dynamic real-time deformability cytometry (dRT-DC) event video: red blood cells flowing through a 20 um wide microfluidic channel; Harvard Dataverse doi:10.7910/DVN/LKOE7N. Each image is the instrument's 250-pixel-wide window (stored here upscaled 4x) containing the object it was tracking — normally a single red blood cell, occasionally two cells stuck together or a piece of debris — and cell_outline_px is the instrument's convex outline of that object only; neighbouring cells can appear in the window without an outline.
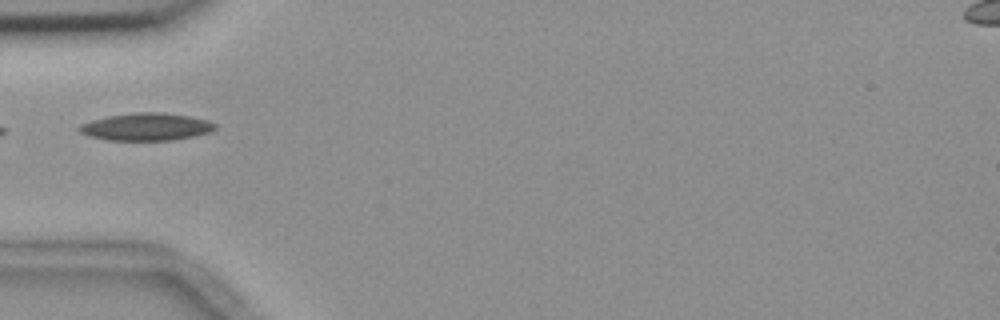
{"species": "common noctule bat (a hibernating species)", "species_latin": "Nyctalus noctula", "temperature_condition": "room temperature", "stored_images_in_passage": 1, "camera_frame_rate_fps": 3000, "um_per_image_px": 0.085, "animal": {"sex": "female", "body_mass_g": 18.4}, "frame": {"image": 1, "passage_image": 1, "time_ms": 0.0, "image_size_px": [1000, 320], "cell_outline_px": [[216, 128], [208, 132], [196, 136], [172, 140], [108, 140], [88, 136], [80, 132], [76, 128], [80, 124], [92, 120], [108, 116], [136, 112], [160, 112], [188, 116], [208, 120], [216, 124]], "centroid_in_image_um": [12.41, 10.78], "position_along_channel_um": 72.6, "area_um2": 21.73}}